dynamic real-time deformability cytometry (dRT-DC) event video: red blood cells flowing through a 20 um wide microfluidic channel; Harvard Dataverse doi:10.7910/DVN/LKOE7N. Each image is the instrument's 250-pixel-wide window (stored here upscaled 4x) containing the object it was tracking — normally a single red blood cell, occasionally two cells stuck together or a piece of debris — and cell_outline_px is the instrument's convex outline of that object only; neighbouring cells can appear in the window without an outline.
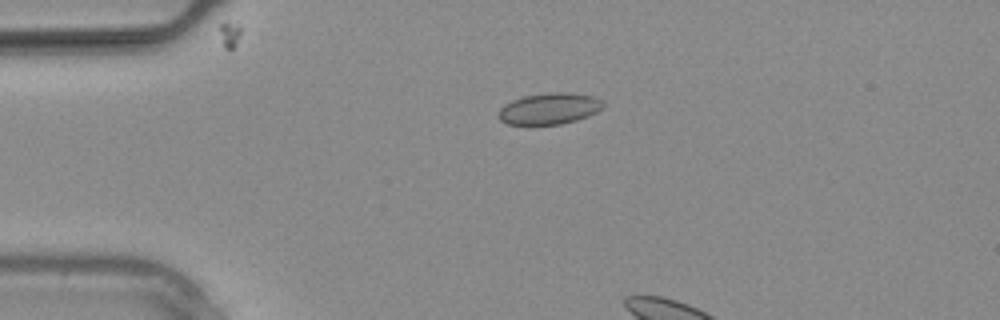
{"species": "common noctule bat (a hibernating species)", "species_latin": "Nyctalus noctula", "temperature_condition": "warm", "stored_images_in_passage": 3, "camera_frame_rate_fps": 3000, "um_per_image_px": 0.085, "animal": {"sex": "male", "body_mass_g": 20.4}, "frame": {"image": 1, "passage_image": 1, "time_ms": 0.0, "image_size_px": [1000, 320], "cell_outline_px": [[604, 108], [588, 116], [576, 120], [560, 124], [508, 124], [500, 120], [496, 116], [500, 108], [504, 104], [512, 100], [524, 96], [552, 92], [568, 92], [592, 96], [600, 100], [604, 104]], "centroid_in_image_um": [46.67, 9.23], "position_along_channel_um": 38.3, "area_um2": 19.07}}